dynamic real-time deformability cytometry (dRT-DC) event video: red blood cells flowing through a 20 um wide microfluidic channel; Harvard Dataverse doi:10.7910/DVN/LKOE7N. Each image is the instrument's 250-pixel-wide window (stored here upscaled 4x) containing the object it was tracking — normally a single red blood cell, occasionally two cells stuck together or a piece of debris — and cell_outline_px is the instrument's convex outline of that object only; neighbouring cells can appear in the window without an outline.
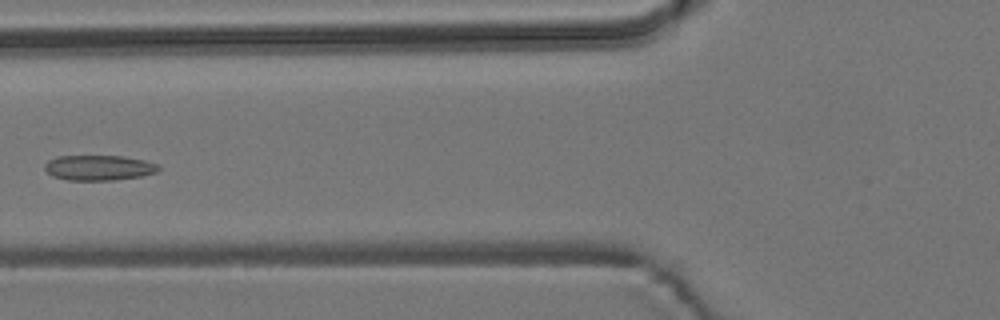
{"species": "common noctule bat (a hibernating species)", "species_latin": "Nyctalus noctula", "temperature_condition": "room temperature", "stored_images_in_passage": 6, "camera_frame_rate_fps": 3000, "um_per_image_px": 0.085, "animal": {"sex": "male", "body_mass_g": 19.2, "forearm_length_mm": 51.8}, "frame": {"image": 1, "passage_image": 5, "time_ms": 4.667, "image_size_px": [1000, 320], "cell_outline_px": [[160, 168], [156, 172], [140, 176], [116, 180], [68, 180], [52, 176], [44, 168], [44, 164], [48, 160], [56, 156], [124, 156], [144, 160], [156, 164]], "centroid_in_image_um": [8.37, 14.25], "position_along_channel_um": 117.4, "area_um2": 16.7}}
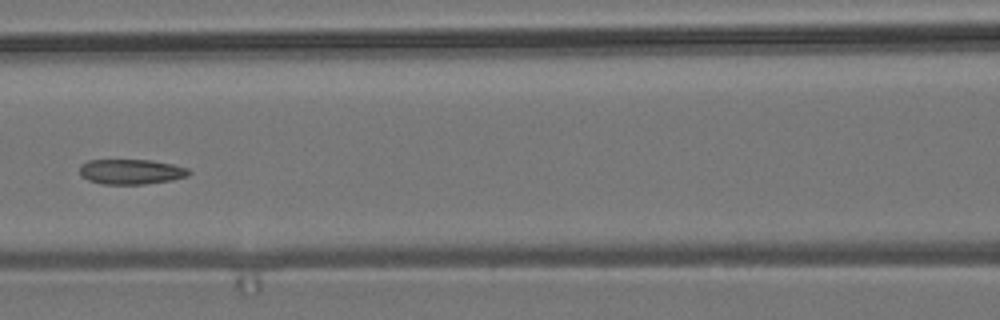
{"frame": {"image": 2, "passage_image": 6, "time_ms": 5.667, "image_size_px": [1000, 320], "cell_outline_px": [[192, 172], [188, 176], [172, 180], [144, 184], [104, 184], [88, 180], [80, 176], [80, 164], [88, 160], [152, 160], [172, 164], [188, 168]], "centroid_in_image_um": [11.14, 14.59], "position_along_channel_um": 155.5, "area_um2": 16.07}}